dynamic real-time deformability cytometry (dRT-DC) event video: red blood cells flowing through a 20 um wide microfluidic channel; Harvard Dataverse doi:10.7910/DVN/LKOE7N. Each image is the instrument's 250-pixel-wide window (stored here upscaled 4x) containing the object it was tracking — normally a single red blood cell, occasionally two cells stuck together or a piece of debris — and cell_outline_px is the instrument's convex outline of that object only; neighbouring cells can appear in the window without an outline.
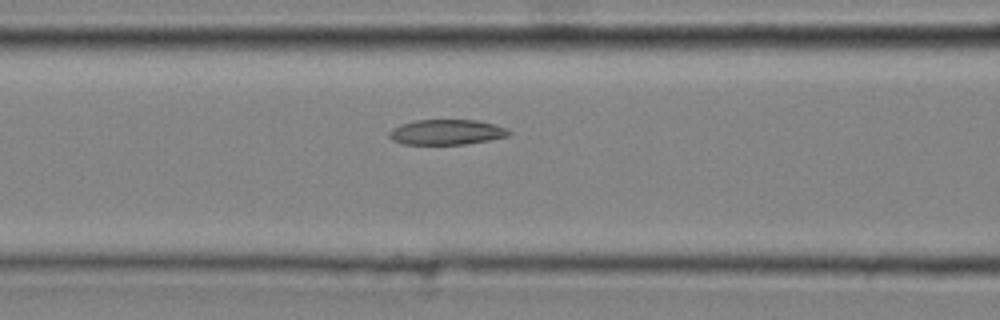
{"species": "common noctule bat (a hibernating species)", "species_latin": "Nyctalus noctula", "temperature_condition": "cold", "stored_images_in_passage": 34, "camera_frame_rate_fps": 3000, "um_per_image_px": 0.085, "animal": {"sex": "male", "body_mass_g": 20.4}, "frame": {"image": 1, "passage_image": 12, "time_ms": 3.667, "image_size_px": [1000, 320], "cell_outline_px": [[512, 132], [508, 136], [488, 140], [464, 144], [404, 144], [392, 140], [388, 136], [388, 132], [392, 128], [400, 124], [416, 120], [476, 120], [508, 128]], "centroid_in_image_um": [37.93, 11.23], "position_along_channel_um": 128.7, "area_um2": 17.57}}
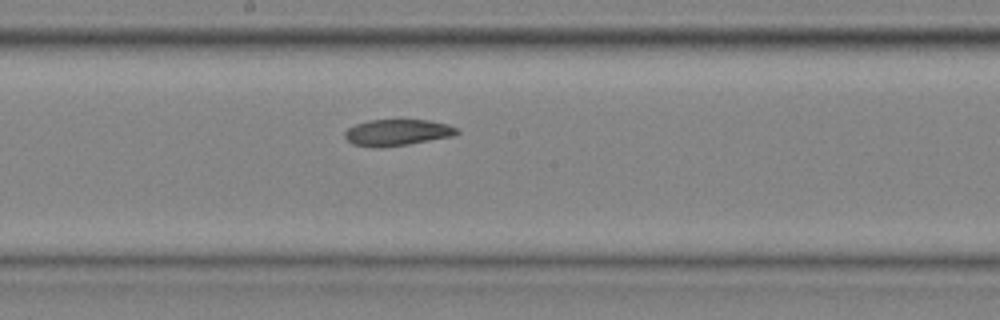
{"frame": {"image": 2, "passage_image": 18, "time_ms": 5.667, "image_size_px": [1000, 320], "cell_outline_px": [[460, 132], [452, 136], [408, 144], [380, 148], [372, 148], [352, 144], [344, 136], [344, 132], [348, 128], [356, 124], [368, 120], [428, 120], [448, 124], [456, 128]], "centroid_in_image_um": [33.73, 11.27], "position_along_channel_um": 214.5, "area_um2": 17.22}}
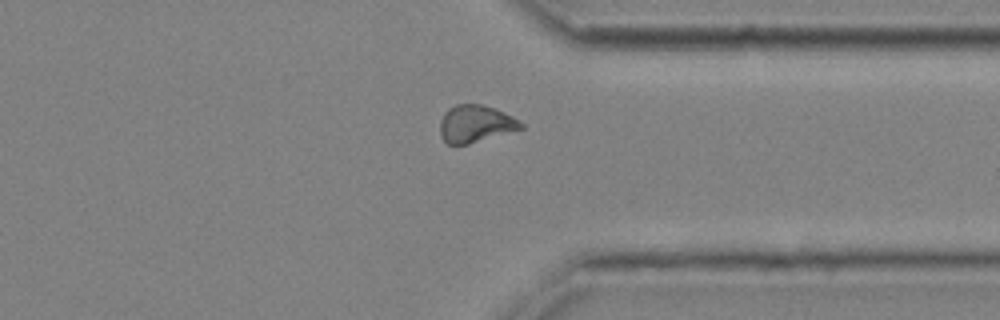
{"frame": {"image": 3, "passage_image": 29, "time_ms": 9.333, "image_size_px": [1000, 320], "cell_outline_px": [[524, 128], [468, 144], [448, 144], [440, 136], [440, 120], [444, 112], [448, 108], [456, 104], [480, 104], [504, 112], [512, 116], [524, 124]], "centroid_in_image_um": [40.4, 10.52], "position_along_channel_um": 371.0, "area_um2": 17.51}, "authors_computed_cell_mechanics": {"area_um2": 17.5712, "velocity_mm_per_s": 4.303, "shape_relaxation_time_tau1_ms": null, "shape_relaxation_time_tau2_ms": 7.1311, "deformation_change_tau1": null, "deformation_change_tau2": 0.1479}}